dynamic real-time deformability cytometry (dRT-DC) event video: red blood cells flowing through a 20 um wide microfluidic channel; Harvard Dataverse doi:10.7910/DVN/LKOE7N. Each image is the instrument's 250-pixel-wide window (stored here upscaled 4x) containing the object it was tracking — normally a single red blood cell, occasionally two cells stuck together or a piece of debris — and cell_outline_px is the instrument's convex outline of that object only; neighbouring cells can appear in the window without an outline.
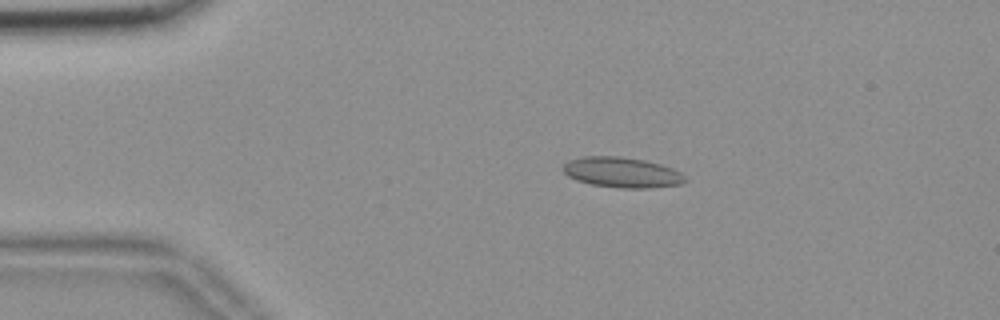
{"species": "common noctule bat (a hibernating species)", "species_latin": "Nyctalus noctula", "temperature_condition": "room temperature", "stored_images_in_passage": 53, "camera_frame_rate_fps": 3000, "um_per_image_px": 0.085, "animal": {"sex": "female", "body_mass_g": 18.4}, "frame": {"image": 1, "passage_image": 8, "time_ms": 2.333, "image_size_px": [1000, 320], "cell_outline_px": [[688, 180], [684, 184], [652, 188], [620, 188], [592, 184], [576, 180], [568, 176], [564, 172], [564, 164], [568, 160], [584, 156], [620, 156], [644, 160], [660, 164], [672, 168], [680, 172]], "centroid_in_image_um": [52.9, 14.66], "position_along_channel_um": 32.1, "area_um2": 21.68}}
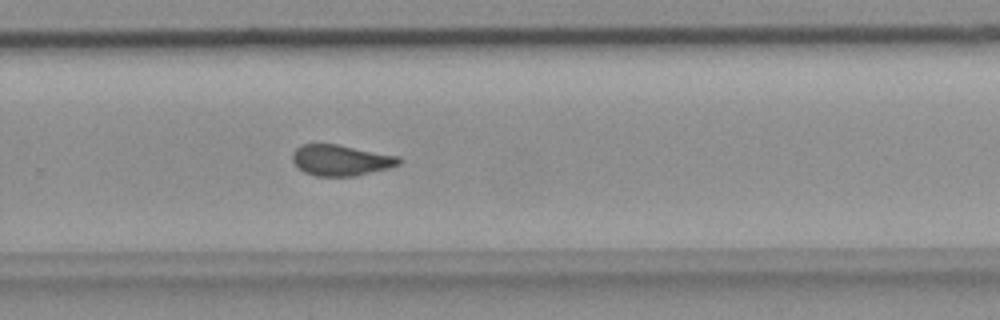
{"frame": {"image": 2, "passage_image": 34, "time_ms": 11.0, "image_size_px": [1000, 320], "cell_outline_px": [[404, 160], [400, 164], [388, 168], [356, 176], [316, 176], [304, 172], [292, 160], [292, 152], [296, 148], [304, 144], [336, 144], [400, 156]], "centroid_in_image_um": [29.01, 13.62], "position_along_channel_um": 300.8, "area_um2": 19.19}}
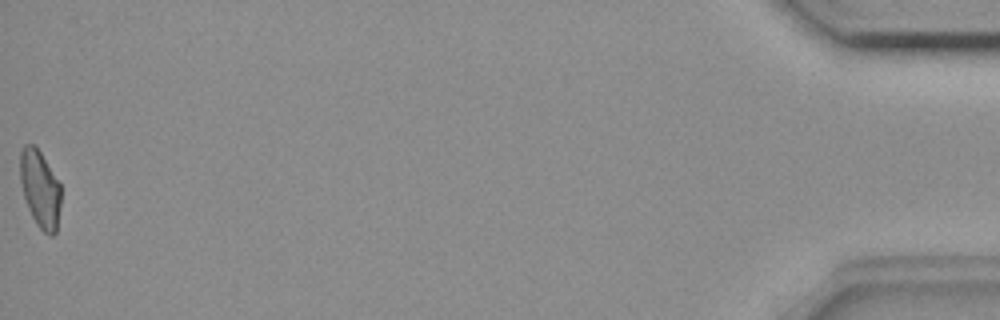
{"frame": {"image": 3, "passage_image": 53, "time_ms": 17.333, "image_size_px": [1000, 320], "cell_outline_px": [[60, 204], [56, 232], [52, 236], [48, 236], [36, 224], [28, 208], [24, 196], [20, 180], [20, 152], [24, 144], [32, 144], [40, 152], [60, 184]], "centroid_in_image_um": [3.39, 16.08], "position_along_channel_um": 431.8, "area_um2": 18.15}, "authors_computed_cell_mechanics": {"area_um2": 19.7098, "velocity_mm_per_s": 3.6344, "shape_relaxation_time_tau1_ms": null, "shape_relaxation_time_tau2_ms": 1.8922, "deformation_change_tau1": null, "deformation_change_tau2": 0.06}}